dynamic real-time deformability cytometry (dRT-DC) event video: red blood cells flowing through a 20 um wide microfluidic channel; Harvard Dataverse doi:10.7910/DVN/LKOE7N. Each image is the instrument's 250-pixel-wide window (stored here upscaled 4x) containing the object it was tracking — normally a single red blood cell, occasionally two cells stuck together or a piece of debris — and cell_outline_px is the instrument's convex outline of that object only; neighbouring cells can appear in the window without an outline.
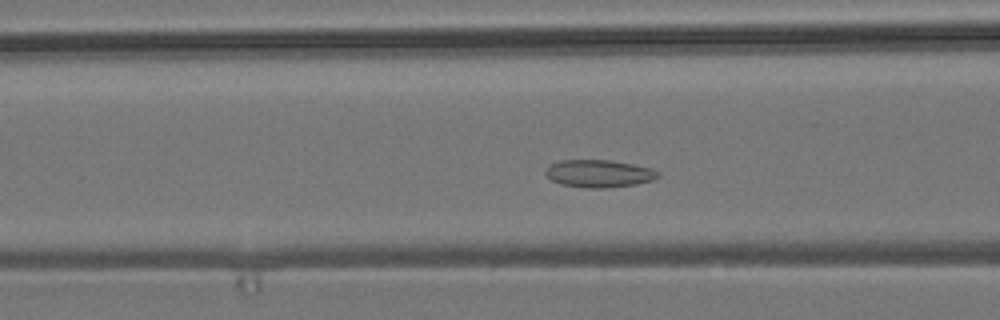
{"species": "common noctule bat (a hibernating species)", "species_latin": "Nyctalus noctula", "temperature_condition": "room temperature", "stored_images_in_passage": 50, "camera_frame_rate_fps": 3000, "um_per_image_px": 0.085, "animal": {"sex": "male", "body_mass_g": 19.2, "forearm_length_mm": 51.8}, "frame": {"image": 1, "passage_image": 16, "time_ms": 5.0, "image_size_px": [1000, 320], "cell_outline_px": [[660, 176], [652, 180], [636, 184], [604, 188], [588, 188], [560, 184], [552, 180], [544, 172], [552, 164], [560, 160], [612, 160], [652, 168], [660, 172]], "centroid_in_image_um": [50.94, 14.75], "position_along_channel_um": 115.7, "area_um2": 17.98}}
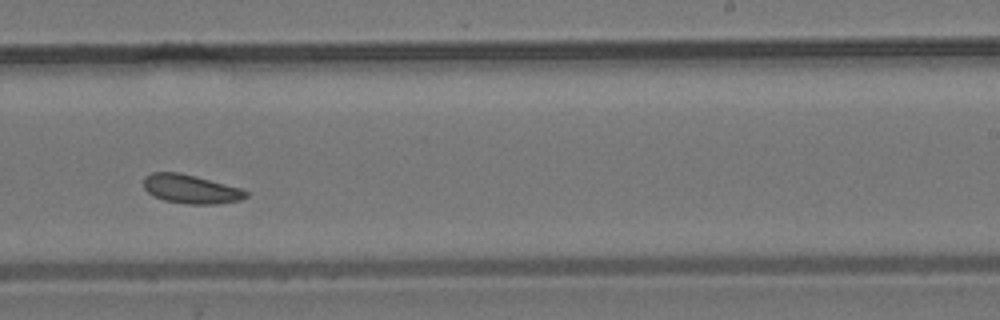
{"frame": {"image": 2, "passage_image": 29, "time_ms": 9.333, "image_size_px": [1000, 320], "cell_outline_px": [[248, 196], [240, 200], [216, 204], [188, 204], [164, 200], [152, 196], [144, 188], [144, 176], [152, 172], [180, 172], [196, 176], [240, 188], [248, 192]], "centroid_in_image_um": [16.19, 16.07], "position_along_channel_um": 272.8, "area_um2": 17.22}}
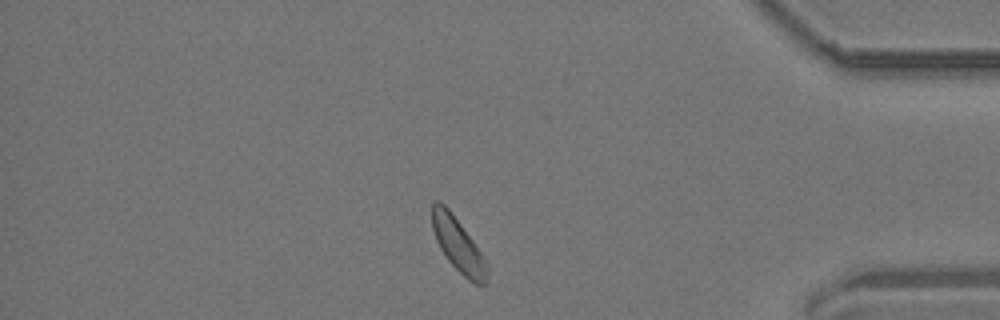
{"frame": {"image": 3, "passage_image": 42, "time_ms": 13.667, "image_size_px": [1000, 320], "cell_outline_px": [[488, 284], [476, 284], [468, 280], [448, 260], [440, 248], [436, 240], [432, 228], [432, 200], [440, 200], [448, 208], [484, 256], [488, 264]], "centroid_in_image_um": [38.95, 20.83], "position_along_channel_um": 396.2, "area_um2": 17.22}, "authors_computed_cell_mechanics": {"area_um2": 17.4267, "velocity_mm_per_s": 3.6322, "shape_relaxation_time_tau1_ms": null, "shape_relaxation_time_tau2_ms": 4.4305, "deformation_change_tau1": null, "deformation_change_tau2": 0.0928}}